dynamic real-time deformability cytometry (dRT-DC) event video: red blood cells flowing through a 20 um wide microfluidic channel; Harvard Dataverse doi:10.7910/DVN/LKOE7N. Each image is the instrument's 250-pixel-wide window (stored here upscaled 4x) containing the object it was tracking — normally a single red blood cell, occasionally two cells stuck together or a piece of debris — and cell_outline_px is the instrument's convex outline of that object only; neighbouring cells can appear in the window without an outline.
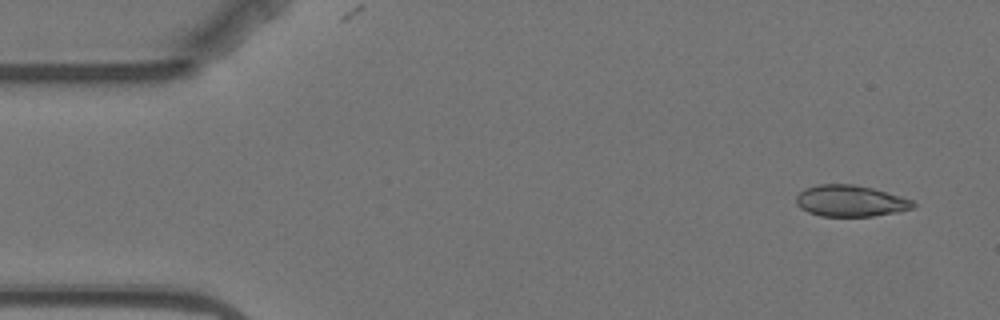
{"species": "Egyptian fruit bat (a non-hibernating species)", "species_latin": "Rousettus aegyptiacus", "temperature_condition": "warm", "stored_images_in_passage": 5, "camera_frame_rate_fps": 3000, "um_per_image_px": 0.085, "animal": {"sex": "female"}, "frame": {"image": 1, "passage_image": 1, "time_ms": 0.0, "image_size_px": [1000, 320], "cell_outline_px": [[916, 204], [912, 208], [900, 212], [872, 216], [820, 216], [808, 212], [800, 208], [796, 204], [796, 196], [804, 188], [816, 184], [852, 184], [872, 188], [900, 196], [912, 200]], "centroid_in_image_um": [72.26, 17.08], "position_along_channel_um": 12.7, "area_um2": 21.44}}
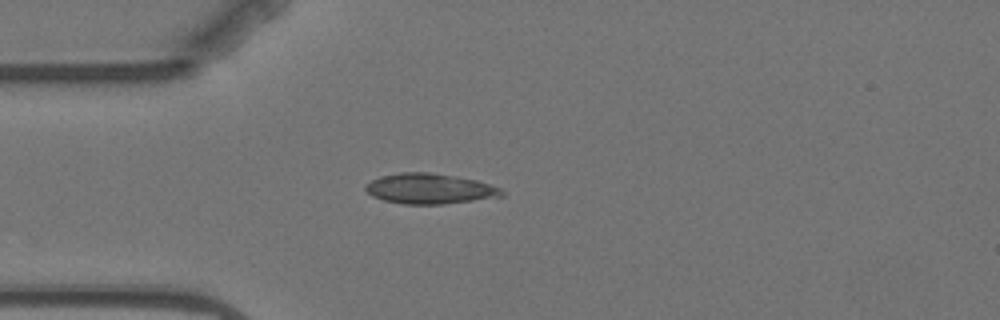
{"frame": {"image": 2, "passage_image": 4, "time_ms": 3.667, "image_size_px": [1000, 320], "cell_outline_px": [[504, 196], [444, 204], [404, 204], [384, 200], [372, 196], [364, 188], [364, 184], [380, 176], [400, 172], [428, 172], [456, 176], [476, 180], [500, 188], [504, 192]], "centroid_in_image_um": [36.5, 16.03], "position_along_channel_um": 48.5, "area_um2": 24.04}}